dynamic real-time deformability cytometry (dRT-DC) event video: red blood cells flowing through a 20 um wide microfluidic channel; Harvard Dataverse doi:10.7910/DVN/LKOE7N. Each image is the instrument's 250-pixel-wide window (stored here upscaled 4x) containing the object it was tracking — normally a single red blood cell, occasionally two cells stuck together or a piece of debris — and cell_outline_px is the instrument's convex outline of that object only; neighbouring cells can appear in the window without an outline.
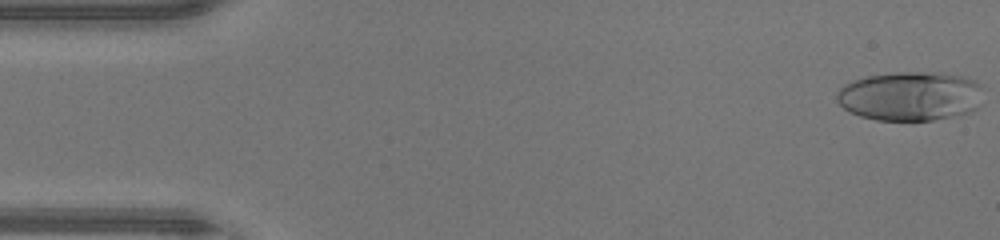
{"species": "human", "species_latin": "Homo sapiens", "temperature_condition": "warm", "stored_images_in_passage": 46, "camera_frame_rate_fps": 3000, "um_per_image_px": 0.085, "donor": {"sex": "male"}, "frame": {"image": 1, "passage_image": 1, "time_ms": 0.0, "image_size_px": [1000, 240], "cell_outline_px": [[976, 108], [972, 112], [932, 120], [876, 120], [860, 116], [844, 108], [836, 100], [836, 92], [844, 84], [868, 76], [896, 72], [940, 72], [964, 76], [976, 80]], "centroid_in_image_um": [77.29, 8.16], "position_along_channel_um": 7.7, "area_um2": 41.44}}
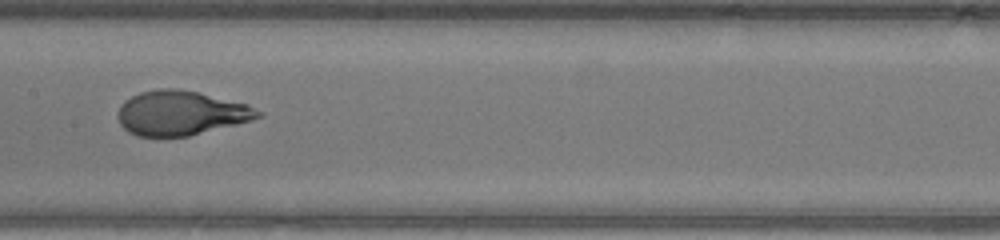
{"frame": {"image": 2, "passage_image": 23, "time_ms": 7.333, "image_size_px": [1000, 240], "cell_outline_px": [[264, 116], [252, 120], [188, 136], [136, 136], [128, 132], [120, 124], [120, 104], [124, 100], [140, 92], [160, 88], [176, 88], [196, 92], [248, 104], [264, 112]], "centroid_in_image_um": [15.4, 9.6], "position_along_channel_um": 192.0, "area_um2": 36.13}}
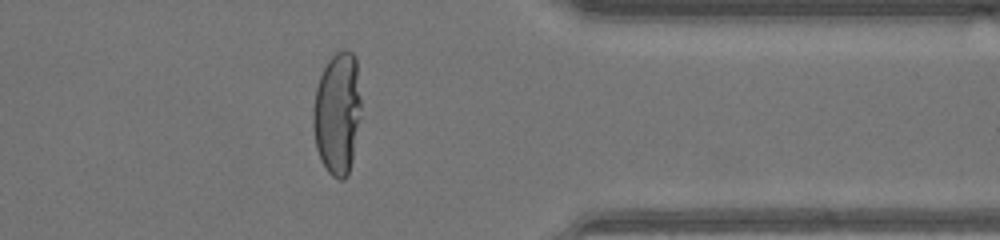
{"frame": {"image": 3, "passage_image": 37, "time_ms": 12.0, "image_size_px": [1000, 240], "cell_outline_px": [[360, 116], [352, 160], [348, 176], [344, 180], [340, 180], [332, 176], [328, 172], [316, 148], [312, 128], [312, 108], [316, 88], [320, 76], [328, 60], [336, 52], [344, 48], [348, 48], [356, 56], [360, 96]], "centroid_in_image_um": [28.66, 9.6], "position_along_channel_um": 382.7, "area_um2": 34.51}, "authors_computed_cell_mechanics": {"area_um2": 37.3099, "velocity_mm_per_s": 4.4142, "shape_relaxation_time_tau1_ms": 5.7763, "shape_relaxation_time_tau2_ms": null, "deformation_change_tau1": 0.3647, "deformation_change_tau2": null}}